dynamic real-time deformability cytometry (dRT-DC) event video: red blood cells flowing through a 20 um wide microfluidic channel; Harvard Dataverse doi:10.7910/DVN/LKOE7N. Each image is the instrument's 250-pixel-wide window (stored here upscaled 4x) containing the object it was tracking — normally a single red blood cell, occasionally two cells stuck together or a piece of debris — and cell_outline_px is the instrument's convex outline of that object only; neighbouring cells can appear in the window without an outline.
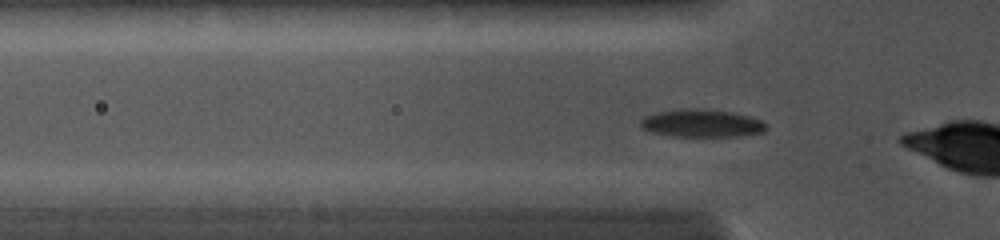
{"species": "common noctule bat (a hibernating species)", "species_latin": "Nyctalus noctula", "temperature_condition": "cold", "stored_images_in_passage": 22, "camera_frame_rate_fps": 5000, "um_per_image_px": 0.085, "animal": {"sex": "female", "body_mass_g": 19.0, "forearm_length_mm": 56.7}, "frame": {"image": 1, "passage_image": 4, "time_ms": 0.6, "image_size_px": [1000, 240], "cell_outline_px": [[768, 128], [764, 132], [740, 136], [672, 136], [652, 132], [644, 128], [640, 124], [640, 120], [644, 116], [656, 112], [688, 108], [704, 108], [732, 112], [764, 120], [768, 124]], "centroid_in_image_um": [59.7, 10.47], "position_along_channel_um": 66.1, "area_um2": 20.52}}
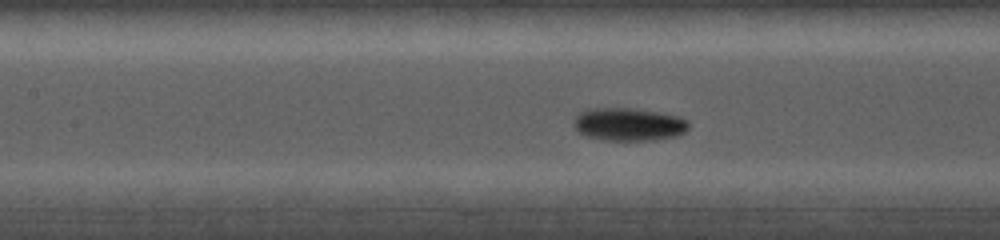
{"frame": {"image": 2, "passage_image": 15, "time_ms": 2.6, "image_size_px": [1000, 240], "cell_outline_px": [[688, 128], [684, 132], [676, 136], [656, 140], [604, 140], [588, 136], [580, 132], [572, 124], [576, 116], [584, 108], [632, 108], [680, 116], [688, 120]], "centroid_in_image_um": [53.43, 10.56], "position_along_channel_um": 154.0, "area_um2": 22.08}}
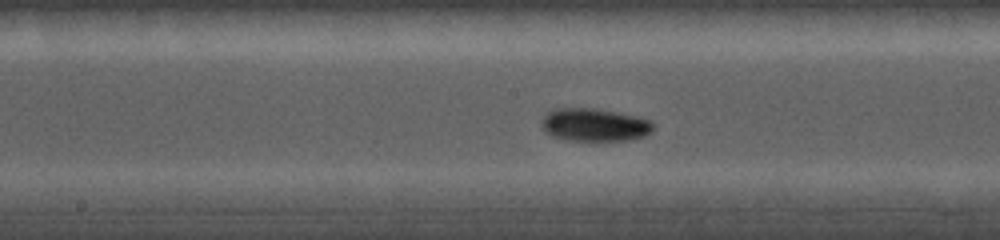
{"frame": {"image": 3, "passage_image": 20, "time_ms": 3.6, "image_size_px": [1000, 240], "cell_outline_px": [[656, 124], [652, 132], [644, 136], [628, 140], [568, 140], [552, 136], [544, 132], [540, 124], [540, 120], [548, 112], [556, 108], [596, 108], [636, 116], [652, 120]], "centroid_in_image_um": [50.54, 10.6], "position_along_channel_um": 197.7, "area_um2": 21.68}}